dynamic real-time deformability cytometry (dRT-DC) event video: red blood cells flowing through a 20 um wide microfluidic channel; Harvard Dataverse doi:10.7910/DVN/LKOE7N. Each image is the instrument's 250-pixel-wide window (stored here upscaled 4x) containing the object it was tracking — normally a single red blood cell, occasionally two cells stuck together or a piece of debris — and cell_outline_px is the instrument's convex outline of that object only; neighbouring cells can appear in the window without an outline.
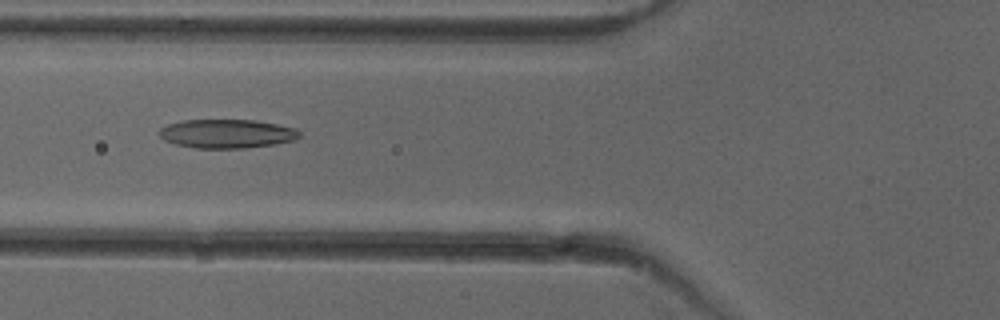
{"species": "common noctule bat (a hibernating species)", "species_latin": "Nyctalus noctula", "temperature_condition": "cold", "stored_images_in_passage": 41, "camera_frame_rate_fps": 3000, "um_per_image_px": 0.085, "animal": {"sex": "female"}, "frame": {"image": 1, "passage_image": 9, "time_ms": 2.667, "image_size_px": [1000, 320], "cell_outline_px": [[300, 136], [292, 140], [276, 144], [244, 148], [196, 148], [176, 144], [164, 140], [156, 132], [160, 128], [168, 124], [184, 120], [252, 120], [276, 124], [296, 128], [300, 132]], "centroid_in_image_um": [19.25, 11.36], "position_along_channel_um": 106.5, "area_um2": 23.52}}
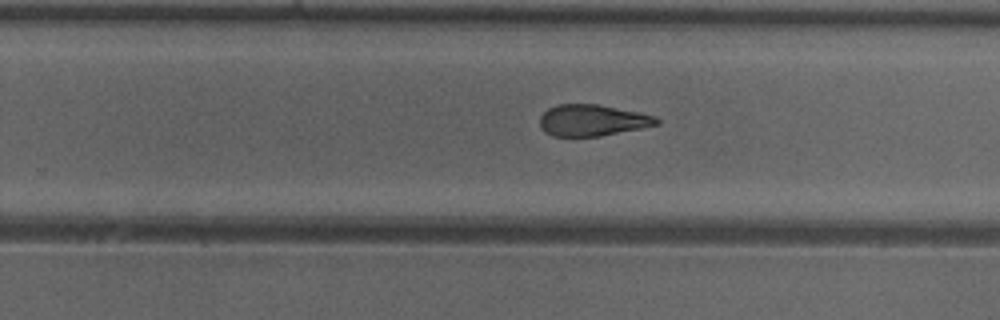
{"frame": {"image": 2, "passage_image": 22, "time_ms": 7.0, "image_size_px": [1000, 320], "cell_outline_px": [[660, 124], [600, 136], [552, 136], [544, 132], [540, 128], [540, 116], [548, 108], [556, 104], [596, 104], [656, 116], [660, 120]], "centroid_in_image_um": [50.31, 10.23], "position_along_channel_um": 279.5, "area_um2": 21.27}}
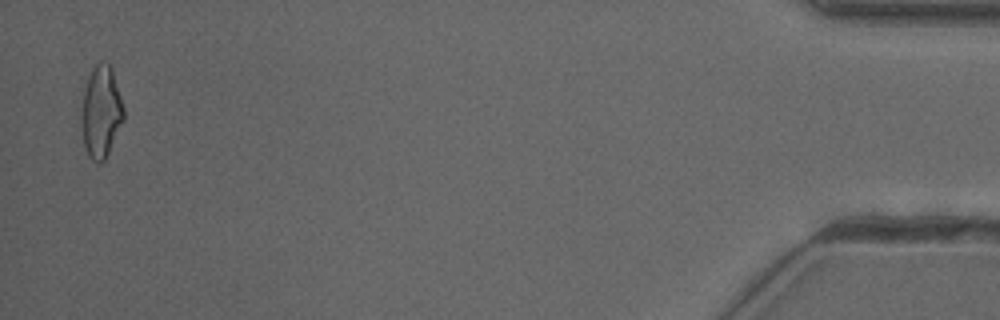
{"frame": {"image": 3, "passage_image": 40, "time_ms": 13.0, "image_size_px": [1000, 320], "cell_outline_px": [[124, 120], [104, 160], [100, 164], [96, 164], [88, 156], [84, 144], [80, 124], [80, 112], [84, 92], [88, 76], [92, 68], [100, 60], [104, 60], [112, 68], [124, 108]], "centroid_in_image_um": [8.57, 9.51], "position_along_channel_um": 426.6, "area_um2": 22.89}, "authors_computed_cell_mechanics": {"area_um2": 22.5998, "velocity_mm_per_s": 3.9809, "shape_relaxation_time_tau1_ms": 7.9763, "shape_relaxation_time_tau2_ms": 3.1796, "deformation_change_tau1": 0.2083, "deformation_change_tau2": 0.1226}}